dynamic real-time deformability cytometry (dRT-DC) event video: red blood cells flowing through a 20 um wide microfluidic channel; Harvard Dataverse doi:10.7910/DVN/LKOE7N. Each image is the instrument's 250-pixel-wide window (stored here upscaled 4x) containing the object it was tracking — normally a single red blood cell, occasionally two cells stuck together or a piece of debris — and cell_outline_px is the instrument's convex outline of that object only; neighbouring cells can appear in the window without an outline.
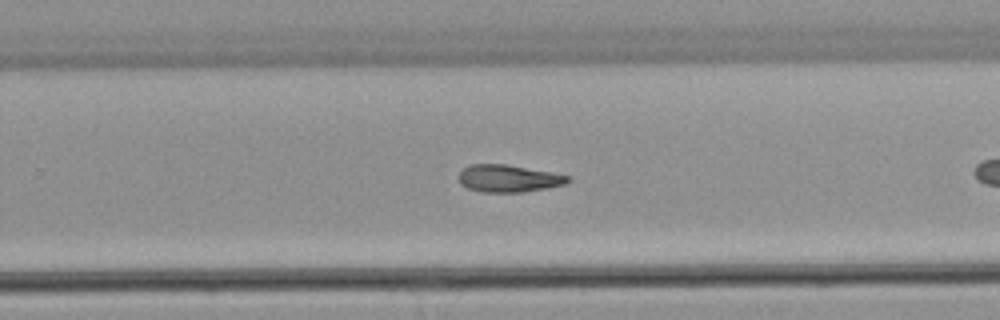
{"species": "common noctule bat (a hibernating species)", "species_latin": "Nyctalus noctula", "temperature_condition": "warm", "stored_images_in_passage": 28, "camera_frame_rate_fps": 3000, "um_per_image_px": 0.085, "animal": {"sex": "male", "body_mass_g": 21.5, "forearm_length_mm": 52.0}, "frame": {"image": 1, "passage_image": 20, "time_ms": 6.333, "image_size_px": [1000, 320], "cell_outline_px": [[572, 180], [564, 184], [544, 188], [520, 192], [480, 192], [468, 188], [460, 184], [460, 172], [468, 164], [504, 164], [572, 176]], "centroid_in_image_um": [43.21, 15.17], "position_along_channel_um": 286.6, "area_um2": 17.17}}